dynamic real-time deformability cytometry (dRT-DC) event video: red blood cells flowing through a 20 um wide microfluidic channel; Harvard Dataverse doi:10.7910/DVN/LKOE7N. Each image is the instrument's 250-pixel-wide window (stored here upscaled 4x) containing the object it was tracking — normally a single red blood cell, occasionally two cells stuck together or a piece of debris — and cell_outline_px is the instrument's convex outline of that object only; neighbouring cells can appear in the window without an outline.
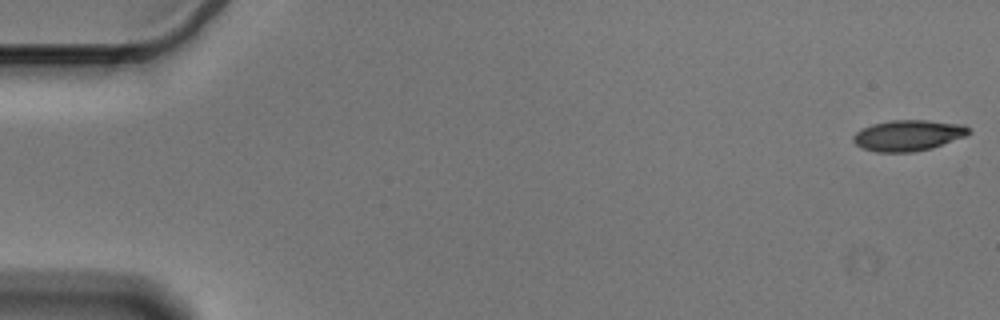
{"species": "Egyptian fruit bat (a non-hibernating species)", "species_latin": "Rousettus aegyptiacus", "temperature_condition": "cold", "stored_images_in_passage": 56, "camera_frame_rate_fps": 3000, "um_per_image_px": 0.085, "animal": {"sex": "male"}, "frame": {"image": 1, "passage_image": 1, "time_ms": 0.0, "image_size_px": [1000, 320], "cell_outline_px": [[972, 132], [964, 136], [932, 148], [912, 152], [876, 152], [860, 148], [852, 140], [852, 136], [856, 132], [872, 124], [892, 120], [928, 120], [964, 124]], "centroid_in_image_um": [77.18, 11.51], "position_along_channel_um": 7.8, "area_um2": 20.81}}
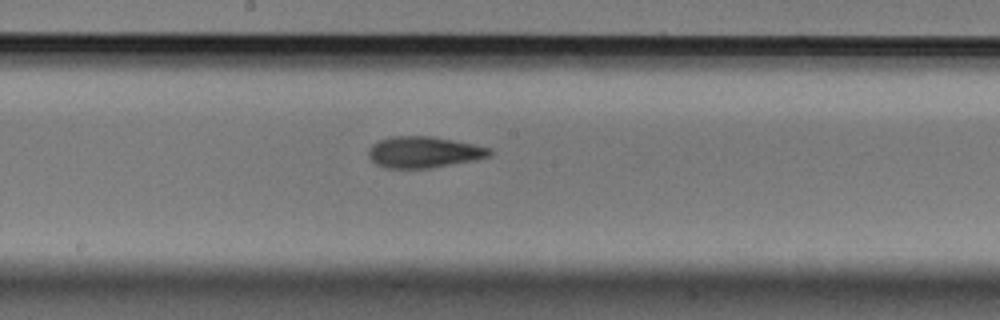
{"frame": {"image": 2, "passage_image": 30, "time_ms": 9.667, "image_size_px": [1000, 320], "cell_outline_px": [[492, 156], [476, 160], [432, 168], [384, 168], [376, 164], [368, 156], [368, 148], [372, 144], [380, 140], [392, 136], [432, 136], [492, 148]], "centroid_in_image_um": [36.03, 12.94], "position_along_channel_um": 212.2, "area_um2": 22.25}}
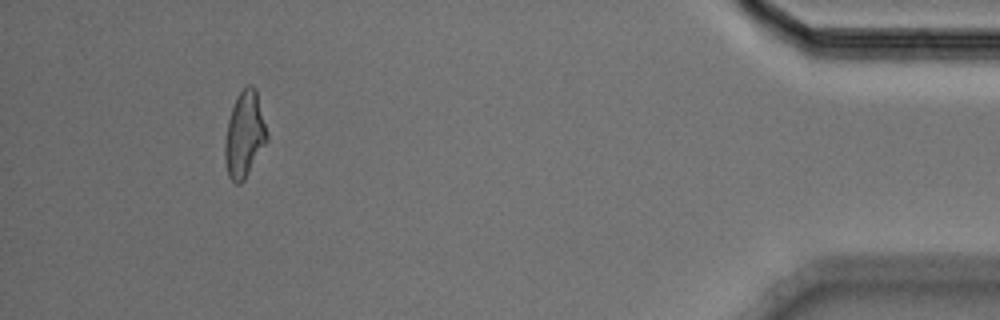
{"frame": {"image": 3, "passage_image": 52, "time_ms": 17.0, "image_size_px": [1000, 320], "cell_outline_px": [[268, 140], [244, 180], [240, 184], [236, 184], [228, 176], [224, 160], [224, 140], [228, 120], [236, 96], [248, 84], [252, 84], [256, 88], [268, 136]], "centroid_in_image_um": [20.77, 11.44], "position_along_channel_um": 414.4, "area_um2": 21.15}, "authors_computed_cell_mechanics": {"area_um2": 21.386, "velocity_mm_per_s": 3.5925, "shape_relaxation_time_tau1_ms": 4.6971, "shape_relaxation_time_tau2_ms": 3.3866, "deformation_change_tau1": 0.1368, "deformation_change_tau2": 0.113}}